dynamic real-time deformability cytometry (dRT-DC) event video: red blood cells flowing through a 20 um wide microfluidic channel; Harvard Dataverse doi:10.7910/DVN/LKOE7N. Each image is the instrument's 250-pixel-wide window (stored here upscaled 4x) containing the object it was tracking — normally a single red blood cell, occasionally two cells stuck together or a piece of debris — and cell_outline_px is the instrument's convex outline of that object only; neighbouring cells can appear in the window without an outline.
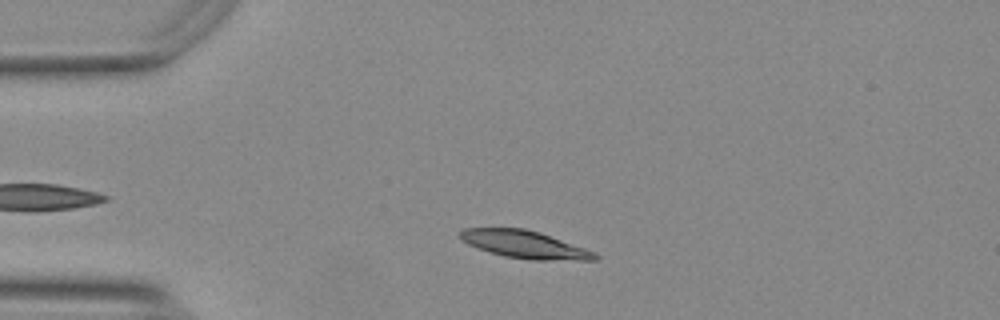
{"species": "Egyptian fruit bat (a non-hibernating species)", "species_latin": "Rousettus aegyptiacus", "temperature_condition": "warm", "stored_images_in_passage": 37, "camera_frame_rate_fps": 3000, "um_per_image_px": 0.085, "animal": {"sex": "female"}, "frame": {"image": 1, "passage_image": 5, "time_ms": 1.333, "image_size_px": [1000, 320], "cell_outline_px": [[600, 256], [596, 260], [532, 260], [504, 256], [468, 244], [460, 240], [460, 232], [464, 228], [524, 228], [540, 232], [596, 252]], "centroid_in_image_um": [44.63, 20.78], "position_along_channel_um": 40.4, "area_um2": 21.56}}
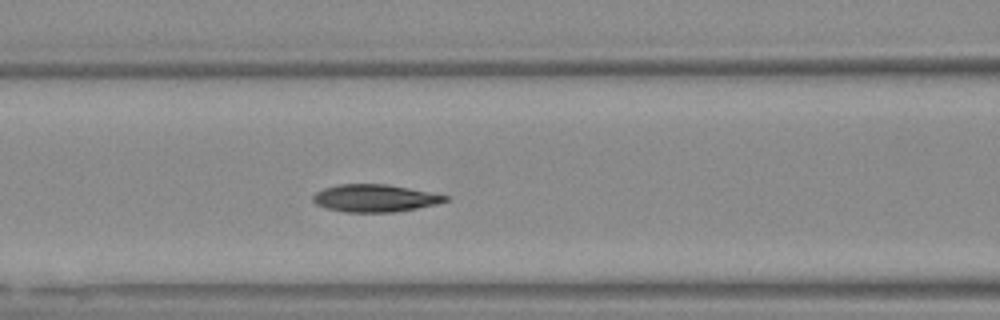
{"frame": {"image": 2, "passage_image": 15, "time_ms": 4.667, "image_size_px": [1000, 320], "cell_outline_px": [[448, 200], [436, 204], [416, 208], [392, 212], [348, 212], [328, 208], [316, 204], [312, 200], [312, 196], [316, 192], [324, 188], [340, 184], [388, 184], [448, 196]], "centroid_in_image_um": [31.83, 16.84], "position_along_channel_um": 134.8, "area_um2": 20.87}}
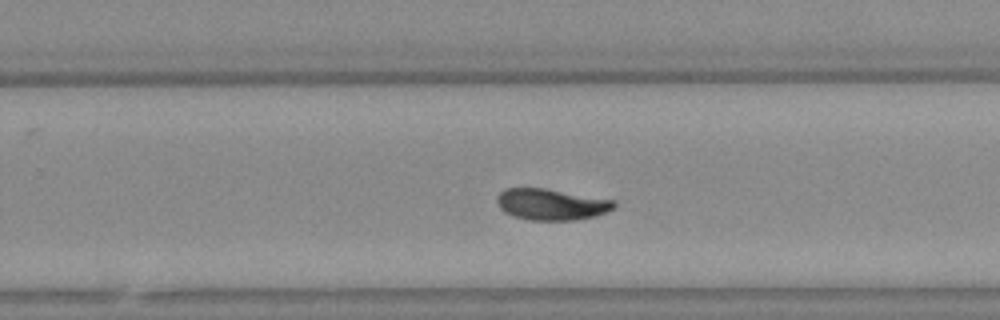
{"frame": {"image": 3, "passage_image": 27, "time_ms": 8.667, "image_size_px": [1000, 320], "cell_outline_px": [[616, 208], [596, 216], [576, 220], [528, 220], [512, 216], [504, 212], [500, 208], [496, 200], [496, 196], [504, 188], [544, 188], [612, 200], [616, 204]], "centroid_in_image_um": [46.82, 17.38], "position_along_channel_um": 283.0, "area_um2": 21.39}, "authors_computed_cell_mechanics": {"area_um2": 21.386, "velocity_mm_per_s": 3.7183, "shape_relaxation_time_tau1_ms": 3.7092, "shape_relaxation_time_tau2_ms": 2.791, "deformation_change_tau1": 0.1537, "deformation_change_tau2": 0.0594}}